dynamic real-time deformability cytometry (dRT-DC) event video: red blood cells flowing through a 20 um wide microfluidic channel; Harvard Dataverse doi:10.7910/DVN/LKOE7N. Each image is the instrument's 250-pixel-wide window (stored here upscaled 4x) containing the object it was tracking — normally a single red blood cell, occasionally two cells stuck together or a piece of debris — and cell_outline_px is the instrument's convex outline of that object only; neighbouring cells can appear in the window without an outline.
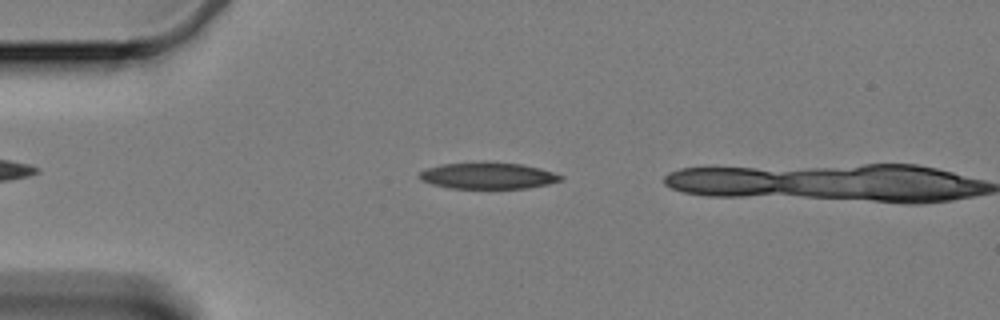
{"species": "Egyptian fruit bat (a non-hibernating species)", "species_latin": "Rousettus aegyptiacus", "temperature_condition": "cold", "stored_images_in_passage": 6, "camera_frame_rate_fps": 3000, "um_per_image_px": 0.085, "animal": {"sex": "female"}, "frame": {"image": 1, "passage_image": 5, "time_ms": 1.333, "image_size_px": [1000, 320], "cell_outline_px": [[564, 180], [548, 184], [528, 188], [448, 188], [432, 184], [420, 180], [416, 176], [420, 172], [428, 168], [444, 164], [520, 164], [540, 168], [564, 176]], "centroid_in_image_um": [41.49, 14.97], "position_along_channel_um": 43.5, "area_um2": 21.1}}